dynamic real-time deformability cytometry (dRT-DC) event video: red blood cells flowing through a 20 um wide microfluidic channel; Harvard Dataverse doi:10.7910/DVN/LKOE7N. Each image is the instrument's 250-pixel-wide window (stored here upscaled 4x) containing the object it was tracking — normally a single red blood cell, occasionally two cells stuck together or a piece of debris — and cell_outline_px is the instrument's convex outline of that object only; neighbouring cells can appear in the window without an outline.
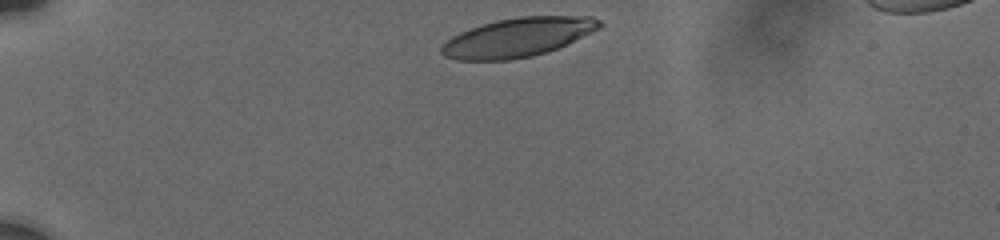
{"species": "human", "species_latin": "Homo sapiens", "temperature_condition": "cold", "stored_images_in_passage": 5, "camera_frame_rate_fps": 3000, "um_per_image_px": 0.085, "donor": {"sex": "male"}, "frame": {"image": 1, "passage_image": 1, "time_ms": 0.0, "image_size_px": [1000, 240], "cell_outline_px": [[604, 24], [600, 28], [592, 32], [556, 48], [532, 56], [508, 60], [456, 60], [444, 56], [440, 52], [440, 48], [452, 36], [460, 32], [496, 20], [520, 16], [592, 16], [600, 20]], "centroid_in_image_um": [44.01, 3.17], "position_along_channel_um": 41.0, "area_um2": 35.6}}
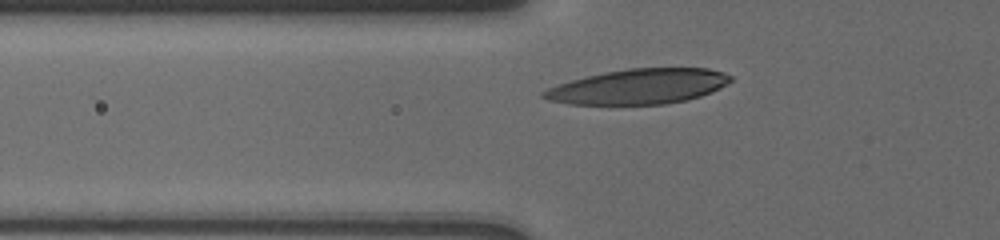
{"frame": {"image": 2, "passage_image": 4, "time_ms": 2.333, "image_size_px": [1000, 240], "cell_outline_px": [[732, 80], [720, 88], [712, 92], [700, 96], [684, 100], [664, 104], [568, 104], [548, 100], [540, 96], [540, 92], [548, 88], [572, 80], [604, 72], [628, 68], [708, 68], [724, 72], [732, 76]], "centroid_in_image_um": [54.29, 7.35], "position_along_channel_um": 71.5, "area_um2": 38.09}}